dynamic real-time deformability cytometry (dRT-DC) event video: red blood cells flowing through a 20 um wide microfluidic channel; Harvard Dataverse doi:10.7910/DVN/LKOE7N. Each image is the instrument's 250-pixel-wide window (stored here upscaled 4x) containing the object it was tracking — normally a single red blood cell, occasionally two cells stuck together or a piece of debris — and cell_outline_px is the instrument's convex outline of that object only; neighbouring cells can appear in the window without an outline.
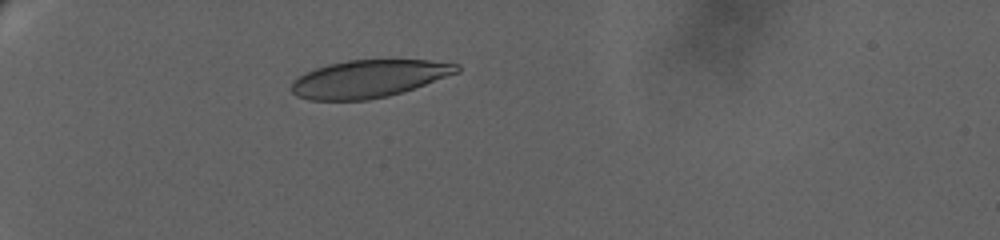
{"species": "human", "species_latin": "Homo sapiens", "temperature_condition": "warm", "stored_images_in_passage": 10, "camera_frame_rate_fps": 3000, "um_per_image_px": 0.085, "donor": {"sex": "female"}, "frame": {"image": 1, "passage_image": 1, "time_ms": 0.0, "image_size_px": [1000, 240], "cell_outline_px": [[460, 72], [404, 92], [388, 96], [368, 100], [308, 100], [296, 96], [288, 88], [292, 80], [296, 76], [316, 68], [328, 64], [348, 60], [428, 60], [460, 64]], "centroid_in_image_um": [31.32, 6.7], "position_along_channel_um": 53.7, "area_um2": 36.59}}
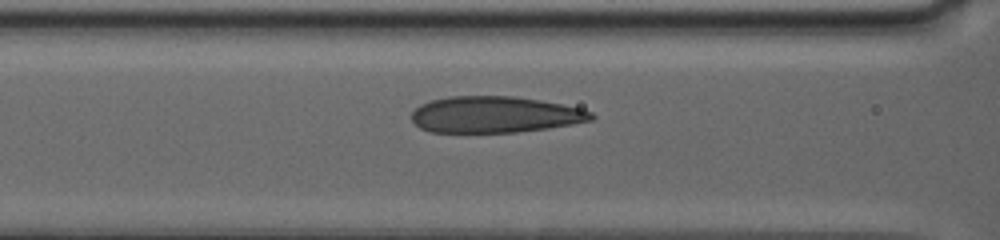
{"frame": {"image": 2, "passage_image": 6, "time_ms": 3.667, "image_size_px": [1000, 240], "cell_outline_px": [[596, 116], [592, 120], [572, 124], [548, 128], [516, 132], [432, 132], [420, 128], [412, 120], [412, 112], [420, 104], [432, 100], [448, 96], [512, 96], [540, 100], [580, 108], [592, 112]], "centroid_in_image_um": [42.06, 9.74], "position_along_channel_um": 124.5, "area_um2": 37.97}}
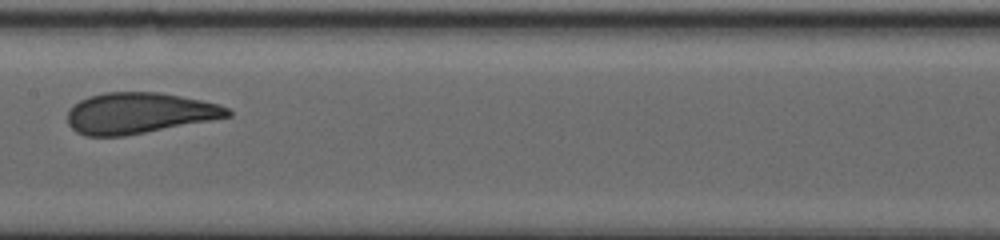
{"frame": {"image": 3, "passage_image": 9, "time_ms": 6.0, "image_size_px": [1000, 240], "cell_outline_px": [[232, 116], [212, 120], [124, 136], [84, 136], [76, 132], [68, 124], [68, 108], [72, 104], [88, 96], [104, 92], [160, 92], [200, 100], [216, 104], [228, 108], [232, 112]], "centroid_in_image_um": [11.78, 9.61], "position_along_channel_um": 195.6, "area_um2": 38.26}}